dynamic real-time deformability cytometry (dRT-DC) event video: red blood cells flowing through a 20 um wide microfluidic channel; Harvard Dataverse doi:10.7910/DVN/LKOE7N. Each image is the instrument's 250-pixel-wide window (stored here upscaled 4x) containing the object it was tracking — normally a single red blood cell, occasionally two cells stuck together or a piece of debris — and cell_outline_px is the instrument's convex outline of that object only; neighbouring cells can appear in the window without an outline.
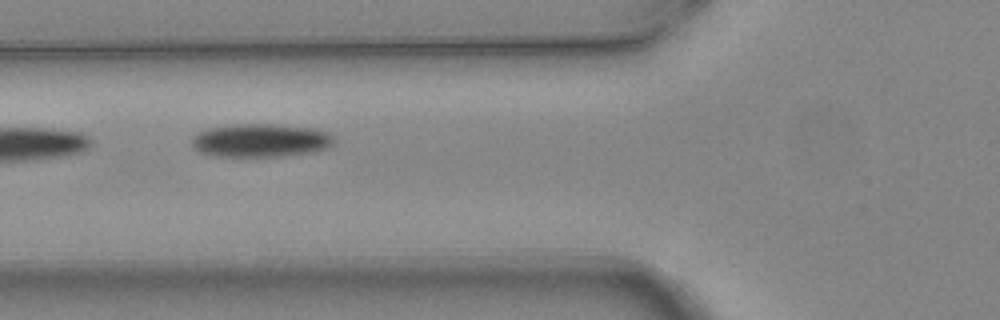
{"species": "common noctule bat (a hibernating species)", "species_latin": "Nyctalus noctula", "temperature_condition": "warm", "stored_images_in_passage": 7, "camera_frame_rate_fps": 3000, "um_per_image_px": 0.085, "animal": {"sex": "female", "body_mass_g": 24.6, "forearm_length_mm": 56.2}, "frame": {"image": 1, "passage_image": 6, "time_ms": 1.667, "image_size_px": [1000, 320], "cell_outline_px": [[336, 140], [328, 148], [308, 152], [280, 156], [216, 156], [200, 152], [192, 148], [192, 136], [196, 132], [208, 128], [232, 124], [272, 124], [316, 128], [328, 132]], "centroid_in_image_um": [22.12, 11.92], "position_along_channel_um": 103.7, "area_um2": 27.74}}
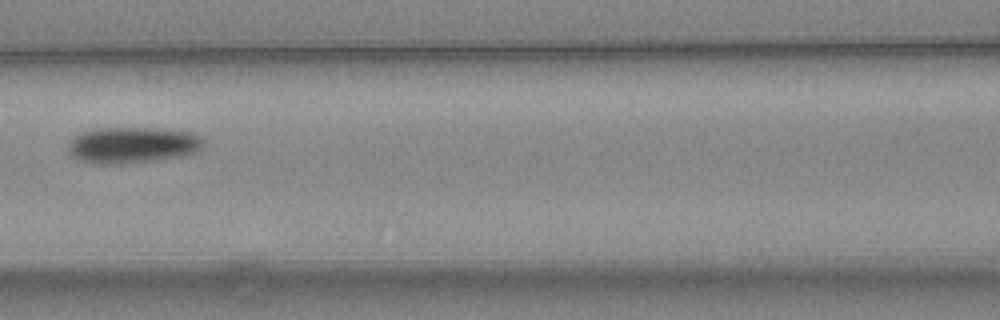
{"frame": {"image": 2, "passage_image": 7, "time_ms": 2.0, "image_size_px": [1000, 320], "cell_outline_px": [[204, 144], [200, 148], [192, 152], [180, 156], [152, 160], [120, 164], [96, 164], [80, 160], [72, 156], [68, 152], [68, 140], [92, 128], [156, 128], [188, 132], [200, 136], [204, 140]], "centroid_in_image_um": [11.19, 12.32], "position_along_channel_um": 155.4, "area_um2": 28.32}}